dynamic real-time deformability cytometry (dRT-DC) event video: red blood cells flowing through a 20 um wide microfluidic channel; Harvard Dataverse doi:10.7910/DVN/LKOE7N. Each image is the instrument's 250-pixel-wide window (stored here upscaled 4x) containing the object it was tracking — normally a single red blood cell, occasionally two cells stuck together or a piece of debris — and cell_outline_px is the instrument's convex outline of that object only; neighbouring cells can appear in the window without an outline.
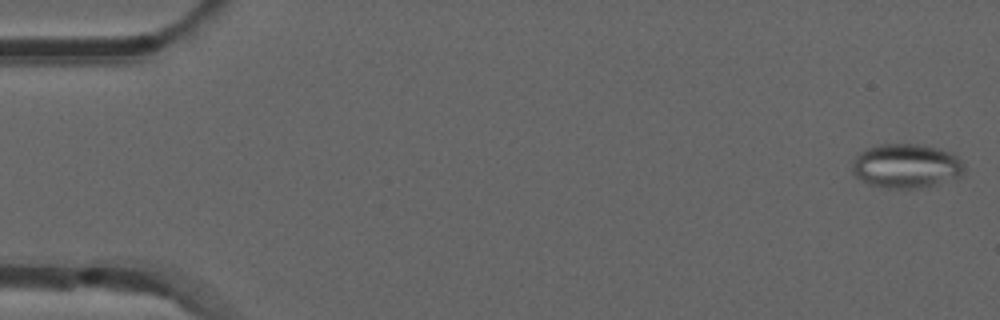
{"species": "common noctule bat (a hibernating species)", "species_latin": "Nyctalus noctula", "temperature_condition": "room temperature", "stored_images_in_passage": 52, "camera_frame_rate_fps": 3000, "um_per_image_px": 0.085, "animal": {"sex": "male", "forearm_length_mm": 52.5}, "frame": {"image": 1, "passage_image": 1, "time_ms": 0.0, "image_size_px": [1000, 320], "cell_outline_px": [[964, 172], [960, 176], [920, 188], [884, 188], [868, 184], [856, 176], [852, 172], [852, 160], [864, 148], [880, 144], [916, 144], [940, 148], [956, 156], [964, 164]], "centroid_in_image_um": [76.98, 14.1], "position_along_channel_um": 8.0, "area_um2": 28.84}}
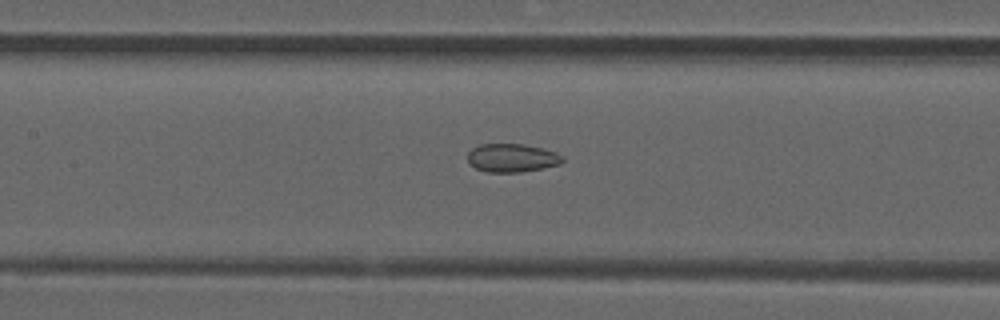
{"frame": {"image": 2, "passage_image": 24, "time_ms": 7.667, "image_size_px": [1000, 320], "cell_outline_px": [[564, 160], [560, 164], [520, 172], [488, 172], [476, 168], [468, 164], [468, 152], [472, 148], [480, 144], [524, 144], [556, 152], [564, 156]], "centroid_in_image_um": [43.5, 13.42], "position_along_channel_um": 163.9, "area_um2": 15.66}}
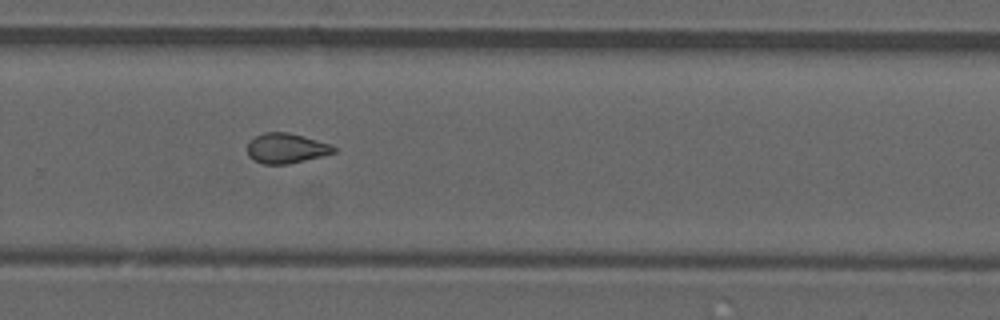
{"frame": {"image": 3, "passage_image": 35, "time_ms": 11.333, "image_size_px": [1000, 320], "cell_outline_px": [[336, 152], [288, 164], [264, 164], [252, 160], [248, 156], [248, 144], [256, 136], [264, 132], [288, 132], [332, 144], [336, 148]], "centroid_in_image_um": [24.33, 12.6], "position_along_channel_um": 305.5, "area_um2": 15.03}, "authors_computed_cell_mechanics": {"area_um2": 16.0684, "velocity_mm_per_s": 3.8778, "shape_relaxation_time_tau1_ms": null, "shape_relaxation_time_tau2_ms": 2.3233, "deformation_change_tau1": null, "deformation_change_tau2": 0.091}}